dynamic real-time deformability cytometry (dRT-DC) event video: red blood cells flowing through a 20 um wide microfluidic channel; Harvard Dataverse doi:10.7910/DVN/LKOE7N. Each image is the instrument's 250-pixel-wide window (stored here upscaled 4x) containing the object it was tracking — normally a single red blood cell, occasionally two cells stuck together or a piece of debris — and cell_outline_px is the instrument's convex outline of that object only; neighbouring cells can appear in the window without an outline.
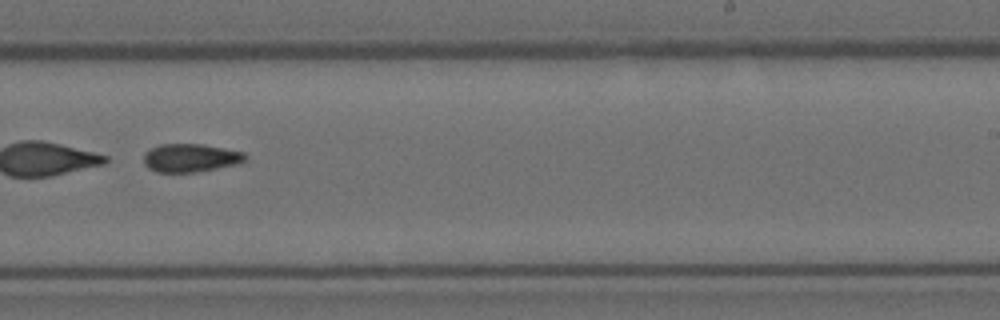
{"species": "Egyptian fruit bat (a non-hibernating species)", "species_latin": "Rousettus aegyptiacus", "temperature_condition": "room temperature", "stored_images_in_passage": 47, "segment_of_instrument_passage": [2, 2], "camera_frame_rate_fps": 3000, "um_per_image_px": 0.085, "animal": {"sex": "female"}, "frame": {"image": 1, "passage_image": 30, "time_ms": 9.667, "image_size_px": [1000, 320], "cell_outline_px": [[248, 160], [236, 164], [216, 168], [192, 172], [156, 172], [148, 168], [144, 164], [144, 152], [160, 144], [204, 144], [244, 152], [248, 156]], "centroid_in_image_um": [16.2, 13.41], "position_along_channel_um": 272.8, "area_um2": 16.76}}
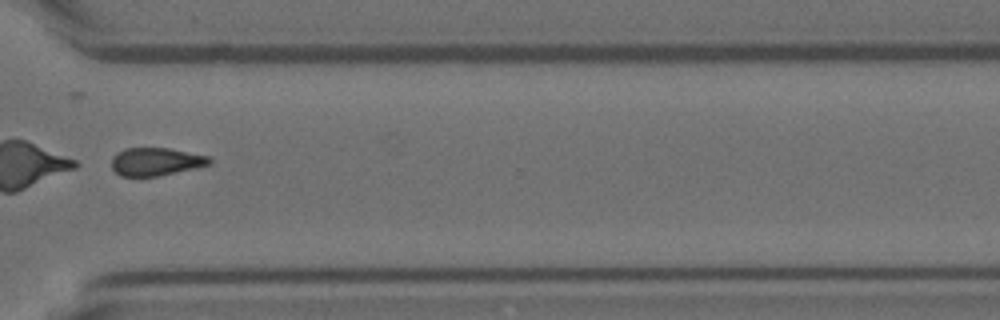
{"frame": {"image": 2, "passage_image": 36, "time_ms": 11.667, "image_size_px": [1000, 320], "cell_outline_px": [[212, 164], [196, 168], [160, 176], [120, 176], [112, 168], [112, 156], [116, 152], [124, 148], [168, 148], [208, 156], [212, 160]], "centroid_in_image_um": [13.24, 13.74], "position_along_channel_um": 357.4, "area_um2": 16.07}}